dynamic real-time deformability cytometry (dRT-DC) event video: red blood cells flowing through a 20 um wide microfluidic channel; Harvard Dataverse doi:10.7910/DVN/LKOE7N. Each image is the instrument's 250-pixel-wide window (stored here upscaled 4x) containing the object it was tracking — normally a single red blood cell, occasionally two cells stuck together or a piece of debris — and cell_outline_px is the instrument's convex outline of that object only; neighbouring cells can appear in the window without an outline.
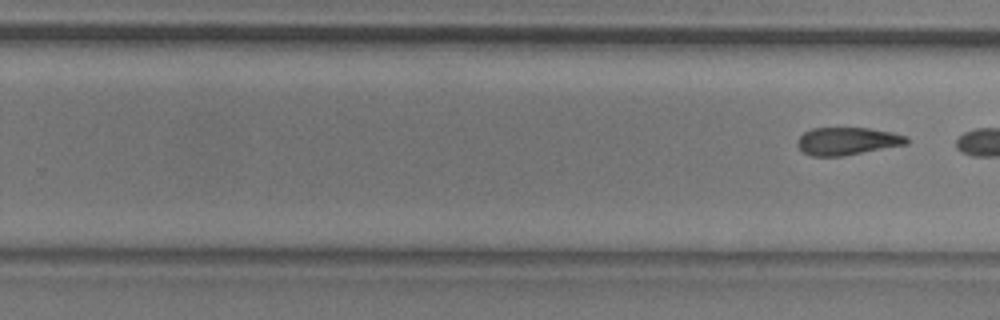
{"species": "common noctule bat (a hibernating species)", "species_latin": "Nyctalus noctula", "temperature_condition": "room temperature", "stored_images_in_passage": 25, "segment_of_instrument_passage": [2, 2], "camera_frame_rate_fps": 3000, "um_per_image_px": 0.085, "animal": {"sex": "male", "body_mass_g": 20.5, "forearm_length_mm": 52.5}, "frame": {"image": 1, "passage_image": 25, "time_ms": 8.0, "image_size_px": [1000, 320], "cell_outline_px": [[908, 144], [844, 156], [812, 156], [804, 152], [796, 144], [796, 140], [804, 132], [812, 128], [868, 128], [892, 132], [908, 136]], "centroid_in_image_um": [72.03, 11.99], "position_along_channel_um": 257.8, "area_um2": 17.69}}